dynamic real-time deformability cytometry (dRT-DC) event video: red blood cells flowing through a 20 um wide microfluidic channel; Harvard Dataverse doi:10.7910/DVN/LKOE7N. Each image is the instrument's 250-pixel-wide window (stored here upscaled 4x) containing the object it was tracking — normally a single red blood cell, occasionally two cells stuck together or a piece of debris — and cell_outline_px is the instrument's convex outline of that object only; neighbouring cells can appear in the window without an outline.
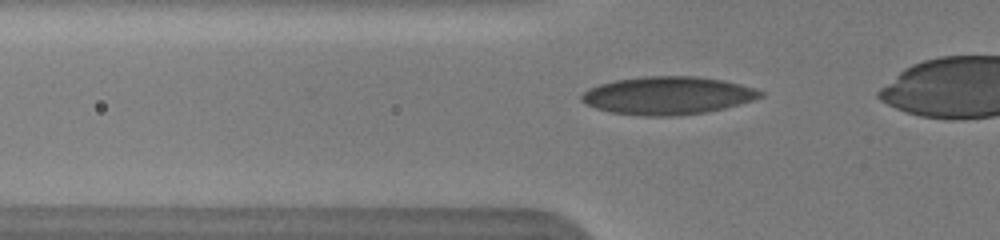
{"species": "human", "species_latin": "Homo sapiens", "temperature_condition": "warm", "stored_images_in_passage": 56, "camera_frame_rate_fps": 3000, "um_per_image_px": 0.085, "donor": {"sex": "male"}, "frame": {"image": 1, "passage_image": 16, "time_ms": 4.333, "image_size_px": [1000, 240], "cell_outline_px": [[764, 96], [752, 100], [724, 108], [704, 112], [676, 116], [644, 116], [612, 112], [596, 108], [580, 100], [580, 96], [588, 88], [600, 84], [616, 80], [644, 76], [696, 76], [724, 80], [740, 84], [764, 92]], "centroid_in_image_um": [56.75, 8.11], "position_along_channel_um": 69.1, "area_um2": 39.3}}
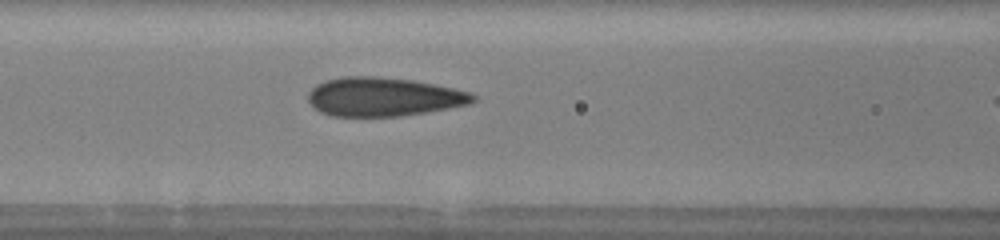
{"frame": {"image": 2, "passage_image": 23, "time_ms": 6.0, "image_size_px": [1000, 240], "cell_outline_px": [[476, 100], [468, 104], [448, 108], [400, 116], [332, 116], [320, 112], [308, 100], [308, 92], [316, 84], [324, 80], [344, 76], [372, 76], [412, 80], [452, 88], [468, 92], [476, 96]], "centroid_in_image_um": [32.55, 8.23], "position_along_channel_um": 134.1, "area_um2": 36.99}}
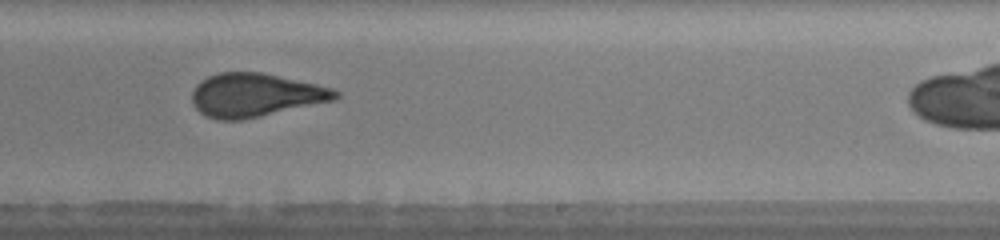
{"frame": {"image": 3, "passage_image": 40, "time_ms": 9.333, "image_size_px": [1000, 240], "cell_outline_px": [[340, 96], [332, 100], [240, 120], [216, 120], [204, 116], [192, 104], [192, 92], [196, 84], [200, 80], [208, 76], [220, 72], [260, 72], [316, 84], [332, 88], [340, 92]], "centroid_in_image_um": [21.63, 8.07], "position_along_channel_um": 267.4, "area_um2": 36.01}}